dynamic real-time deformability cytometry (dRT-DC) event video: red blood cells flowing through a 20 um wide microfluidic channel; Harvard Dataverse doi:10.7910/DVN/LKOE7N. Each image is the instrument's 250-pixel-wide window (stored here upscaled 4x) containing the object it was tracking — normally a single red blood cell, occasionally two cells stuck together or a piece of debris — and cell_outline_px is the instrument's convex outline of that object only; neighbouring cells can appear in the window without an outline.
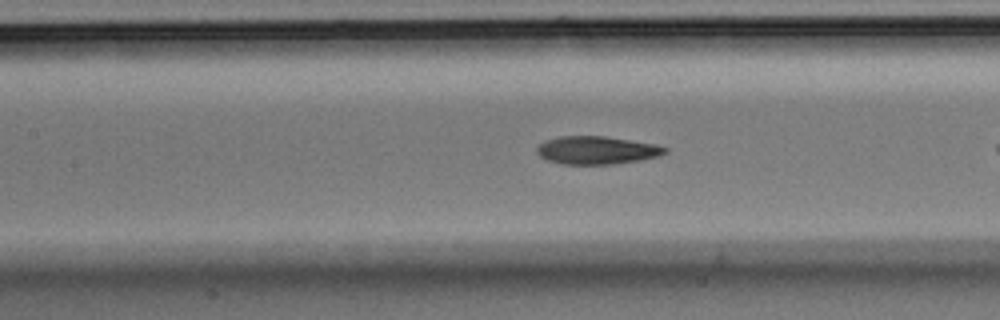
{"species": "Egyptian fruit bat (a non-hibernating species)", "species_latin": "Rousettus aegyptiacus", "temperature_condition": "room temperature", "stored_images_in_passage": 12, "camera_frame_rate_fps": 3000, "um_per_image_px": 0.085, "animal": {"sex": "male"}, "frame": {"image": 1, "passage_image": 10, "time_ms": 3.0, "image_size_px": [1000, 320], "cell_outline_px": [[668, 152], [656, 156], [640, 160], [612, 164], [564, 164], [548, 160], [540, 156], [536, 152], [536, 148], [544, 140], [560, 136], [604, 136], [656, 144], [668, 148]], "centroid_in_image_um": [50.71, 12.76], "position_along_channel_um": 156.7, "area_um2": 20.81}}